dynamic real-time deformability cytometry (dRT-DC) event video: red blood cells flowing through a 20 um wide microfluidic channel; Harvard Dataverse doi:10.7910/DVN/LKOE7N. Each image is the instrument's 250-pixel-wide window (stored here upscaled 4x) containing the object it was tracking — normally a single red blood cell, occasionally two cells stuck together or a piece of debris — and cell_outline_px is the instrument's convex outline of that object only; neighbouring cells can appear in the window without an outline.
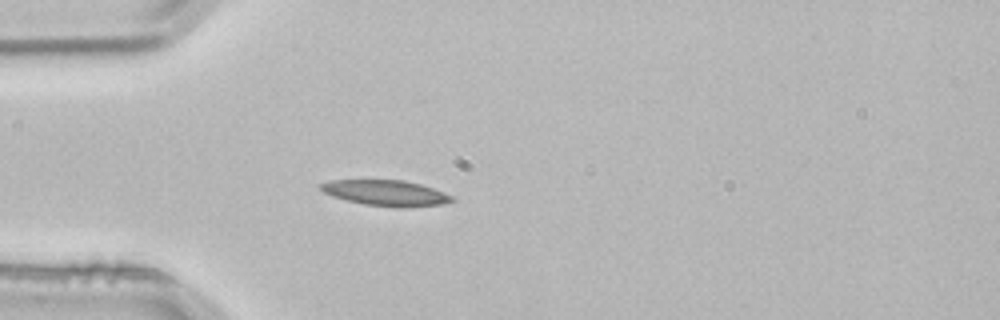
{"species": "common noctule bat (a hibernating species)", "species_latin": "Nyctalus noctula", "temperature_condition": "room temperature", "stored_images_in_passage": 3, "camera_frame_rate_fps": 3000, "um_per_image_px": 0.085, "animal": {"sex": "male", "body_mass_g": 21.5, "forearm_length_mm": 52.0}, "frame": {"image": 1, "passage_image": 3, "time_ms": 0.667, "image_size_px": [1000, 320], "cell_outline_px": [[456, 200], [440, 204], [364, 204], [332, 196], [316, 188], [316, 184], [328, 180], [404, 180], [420, 184], [444, 192], [452, 196]], "centroid_in_image_um": [32.65, 16.33], "position_along_channel_um": 52.4, "area_um2": 18.61}}